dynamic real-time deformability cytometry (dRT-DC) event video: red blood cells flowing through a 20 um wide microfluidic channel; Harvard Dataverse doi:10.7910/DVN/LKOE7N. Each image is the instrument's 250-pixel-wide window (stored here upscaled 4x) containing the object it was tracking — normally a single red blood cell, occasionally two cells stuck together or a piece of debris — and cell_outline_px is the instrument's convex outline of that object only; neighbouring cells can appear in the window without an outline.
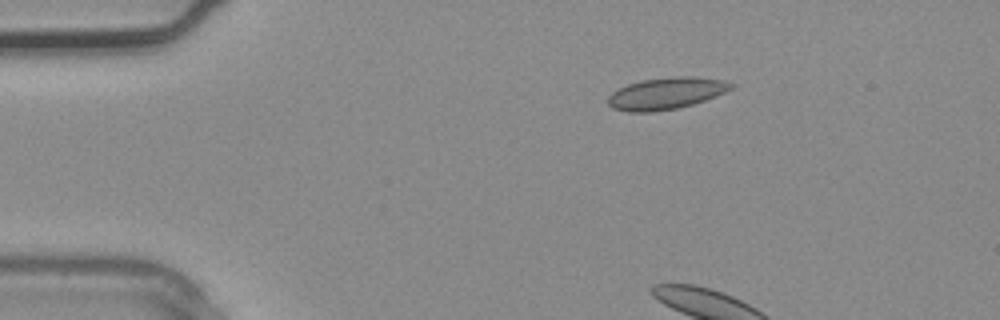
{"species": "common noctule bat (a hibernating species)", "species_latin": "Nyctalus noctula", "temperature_condition": "warm", "stored_images_in_passage": 3, "camera_frame_rate_fps": 3000, "um_per_image_px": 0.085, "animal": {"sex": "male", "body_mass_g": 20.4}, "frame": {"image": 1, "passage_image": 1, "time_ms": 0.0, "image_size_px": [1000, 320], "cell_outline_px": [[736, 84], [732, 88], [716, 96], [692, 104], [676, 108], [652, 112], [628, 112], [612, 108], [608, 104], [608, 96], [612, 92], [628, 84], [644, 80], [676, 76], [692, 76], [724, 80]], "centroid_in_image_um": [56.63, 7.94], "position_along_channel_um": 28.4, "area_um2": 22.66}}